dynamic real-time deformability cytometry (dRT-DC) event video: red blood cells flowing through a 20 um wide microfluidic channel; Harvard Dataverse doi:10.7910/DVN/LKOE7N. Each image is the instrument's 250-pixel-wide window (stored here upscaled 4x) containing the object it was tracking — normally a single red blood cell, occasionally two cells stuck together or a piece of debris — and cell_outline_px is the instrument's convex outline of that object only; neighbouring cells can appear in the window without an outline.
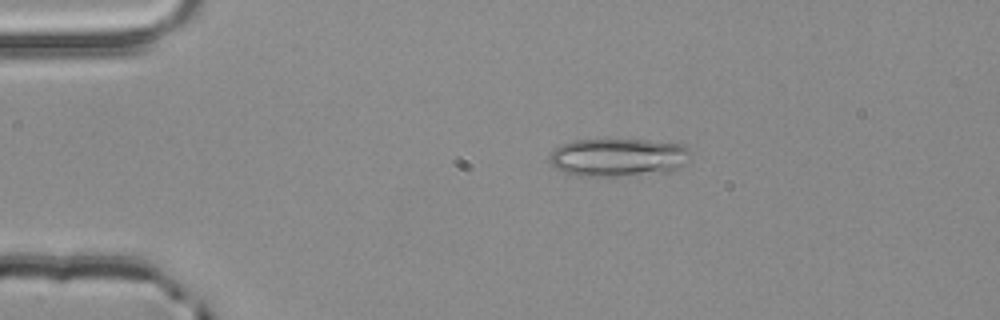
{"species": "common noctule bat (a hibernating species)", "species_latin": "Nyctalus noctula", "temperature_condition": "room temperature", "stored_images_in_passage": 2, "camera_frame_rate_fps": 3000, "um_per_image_px": 0.085, "animal": {"sex": "male", "body_mass_g": 20.4}, "frame": {"image": 1, "passage_image": 1, "time_ms": 0.0, "image_size_px": [1000, 320], "cell_outline_px": [[692, 160], [688, 164], [680, 168], [668, 172], [616, 176], [576, 176], [564, 172], [556, 168], [548, 160], [548, 156], [560, 144], [572, 140], [608, 136], [648, 140], [684, 144], [692, 152]], "centroid_in_image_um": [52.59, 13.32], "position_along_channel_um": 32.4, "area_um2": 33.06}}